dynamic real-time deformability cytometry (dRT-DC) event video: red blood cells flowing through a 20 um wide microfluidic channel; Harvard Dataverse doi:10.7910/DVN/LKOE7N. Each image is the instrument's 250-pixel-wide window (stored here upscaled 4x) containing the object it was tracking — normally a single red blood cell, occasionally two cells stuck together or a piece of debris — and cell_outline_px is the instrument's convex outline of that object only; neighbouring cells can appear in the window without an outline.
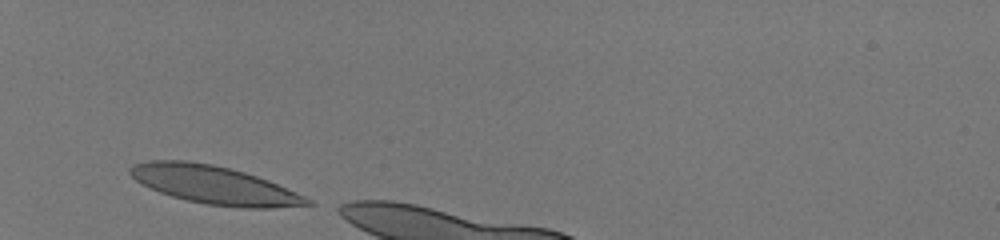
{"species": "human", "species_latin": "Homo sapiens", "temperature_condition": "room temperature", "stored_images_in_passage": 28, "camera_frame_rate_fps": 3000, "um_per_image_px": 0.085, "donor": {"sex": "male"}, "frame": {"image": 1, "passage_image": 1, "time_ms": 0.0, "image_size_px": [1000, 240], "cell_outline_px": [[316, 204], [272, 208], [240, 208], [204, 204], [184, 200], [160, 192], [136, 180], [128, 172], [128, 168], [136, 164], [148, 160], [188, 160], [212, 164], [232, 168], [268, 180], [296, 192], [312, 200]], "centroid_in_image_um": [18.23, 15.72], "position_along_channel_um": 66.8, "area_um2": 39.42}}
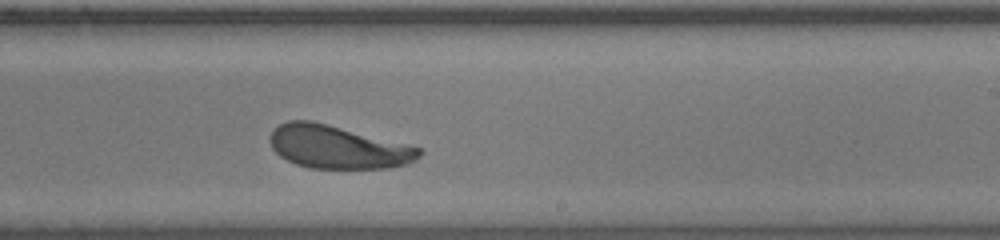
{"frame": {"image": 2, "passage_image": 17, "time_ms": 5.333, "image_size_px": [1000, 240], "cell_outline_px": [[424, 152], [416, 160], [408, 164], [388, 168], [308, 168], [296, 164], [280, 156], [272, 148], [268, 140], [272, 132], [280, 124], [288, 120], [312, 120], [420, 148]], "centroid_in_image_um": [28.69, 12.5], "position_along_channel_um": 260.3, "area_um2": 37.22}}
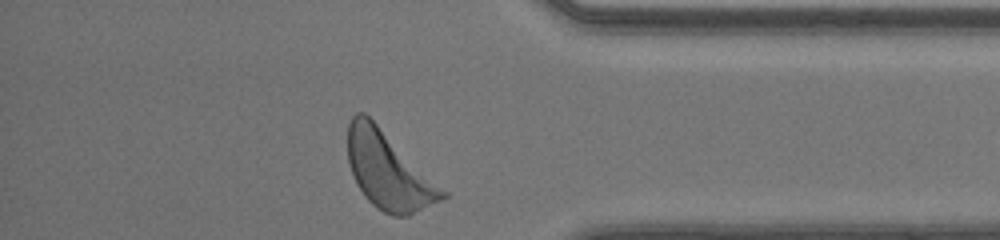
{"frame": {"image": 3, "passage_image": 28, "time_ms": 9.0, "image_size_px": [1000, 240], "cell_outline_px": [[448, 196], [408, 216], [392, 216], [384, 212], [372, 204], [364, 196], [356, 184], [348, 160], [348, 124], [352, 116], [356, 112], [364, 112], [448, 192]], "centroid_in_image_um": [33.0, 14.52], "position_along_channel_um": 402.2, "area_um2": 41.91}, "authors_computed_cell_mechanics": {"area_um2": 38.5815, "velocity_mm_per_s": 4.073, "shape_relaxation_time_tau1_ms": 1.5043, "shape_relaxation_time_tau2_ms": 4.3294, "deformation_change_tau1": 0.1428, "deformation_change_tau2": 0.125}}